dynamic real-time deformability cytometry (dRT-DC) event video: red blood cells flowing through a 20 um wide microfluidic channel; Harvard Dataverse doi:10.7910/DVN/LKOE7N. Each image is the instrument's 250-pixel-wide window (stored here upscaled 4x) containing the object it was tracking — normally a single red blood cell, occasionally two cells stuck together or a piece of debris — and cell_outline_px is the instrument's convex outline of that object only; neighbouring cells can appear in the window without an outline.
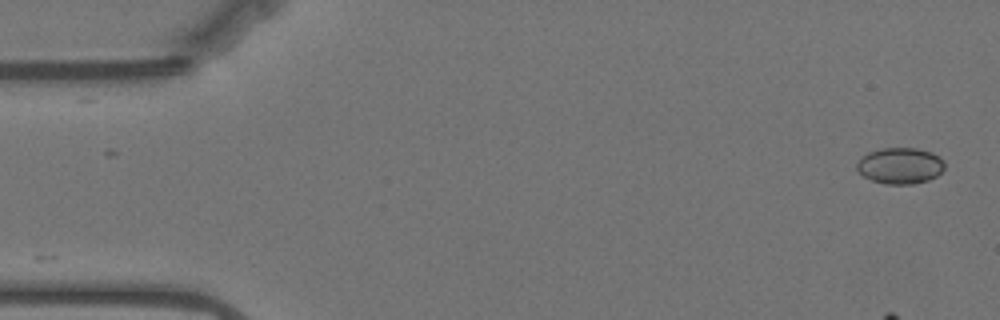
{"species": "Egyptian fruit bat (a non-hibernating species)", "species_latin": "Rousettus aegyptiacus", "temperature_condition": "warm", "stored_images_in_passage": 14, "camera_frame_rate_fps": 3000, "um_per_image_px": 0.085, "animal": {"sex": "female"}, "frame": {"image": 1, "passage_image": 1, "time_ms": 0.0, "image_size_px": [1000, 320], "cell_outline_px": [[944, 168], [936, 176], [928, 180], [912, 184], [884, 184], [872, 180], [864, 176], [856, 168], [856, 164], [868, 152], [884, 148], [916, 148], [932, 152], [940, 156], [944, 160]], "centroid_in_image_um": [76.54, 14.08], "position_along_channel_um": 8.5, "area_um2": 18.44}}